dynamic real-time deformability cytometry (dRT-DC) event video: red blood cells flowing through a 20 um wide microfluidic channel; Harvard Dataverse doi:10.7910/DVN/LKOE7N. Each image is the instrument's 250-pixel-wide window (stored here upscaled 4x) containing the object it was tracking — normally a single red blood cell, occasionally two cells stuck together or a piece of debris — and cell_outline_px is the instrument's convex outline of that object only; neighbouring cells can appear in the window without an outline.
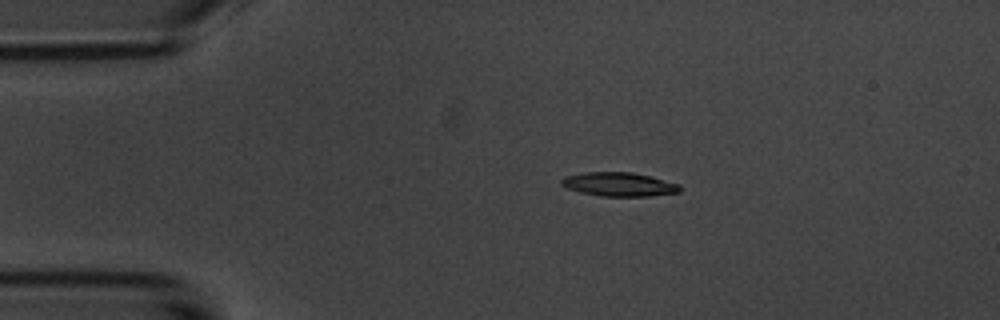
{"species": "common noctule bat (a hibernating species)", "species_latin": "Nyctalus noctula", "temperature_condition": "room temperature", "stored_images_in_passage": 8, "camera_frame_rate_fps": 3000, "um_per_image_px": 0.085, "animal": {"sex": "male", "body_mass_g": 20.1, "forearm_length_mm": 53.5}, "frame": {"image": 1, "passage_image": 3, "time_ms": 2.333, "image_size_px": [1000, 320], "cell_outline_px": [[680, 192], [648, 196], [600, 196], [580, 192], [568, 188], [560, 184], [560, 180], [564, 176], [584, 172], [632, 172], [652, 176], [680, 184]], "centroid_in_image_um": [52.61, 15.66], "position_along_channel_um": 32.4, "area_um2": 16.59}}
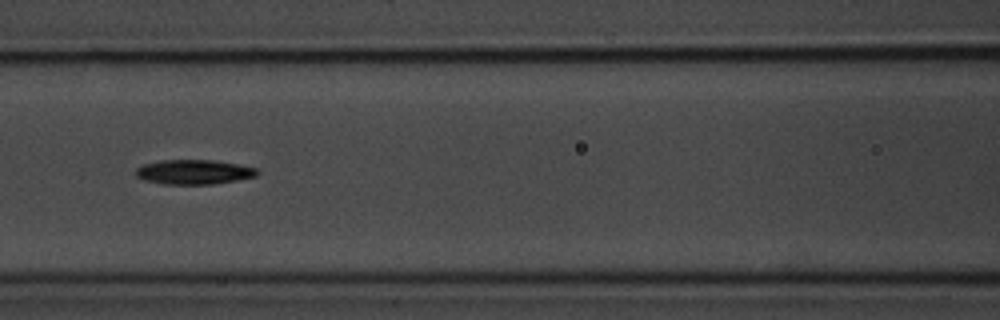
{"frame": {"image": 2, "passage_image": 6, "time_ms": 6.667, "image_size_px": [1000, 320], "cell_outline_px": [[260, 172], [256, 176], [236, 180], [212, 184], [164, 184], [144, 180], [136, 176], [136, 168], [144, 164], [160, 160], [212, 160], [236, 164], [256, 168]], "centroid_in_image_um": [16.46, 14.62], "position_along_channel_um": 150.1, "area_um2": 17.28}}
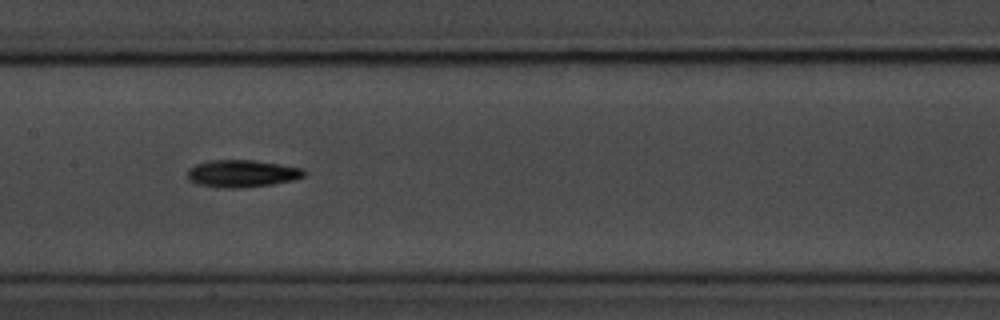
{"frame": {"image": 3, "passage_image": 7, "time_ms": 7.667, "image_size_px": [1000, 320], "cell_outline_px": [[308, 172], [304, 176], [296, 180], [272, 184], [240, 188], [224, 188], [200, 184], [188, 180], [188, 168], [196, 164], [212, 160], [252, 160], [280, 164], [304, 168]], "centroid_in_image_um": [20.63, 14.75], "position_along_channel_um": 186.8, "area_um2": 18.61}}